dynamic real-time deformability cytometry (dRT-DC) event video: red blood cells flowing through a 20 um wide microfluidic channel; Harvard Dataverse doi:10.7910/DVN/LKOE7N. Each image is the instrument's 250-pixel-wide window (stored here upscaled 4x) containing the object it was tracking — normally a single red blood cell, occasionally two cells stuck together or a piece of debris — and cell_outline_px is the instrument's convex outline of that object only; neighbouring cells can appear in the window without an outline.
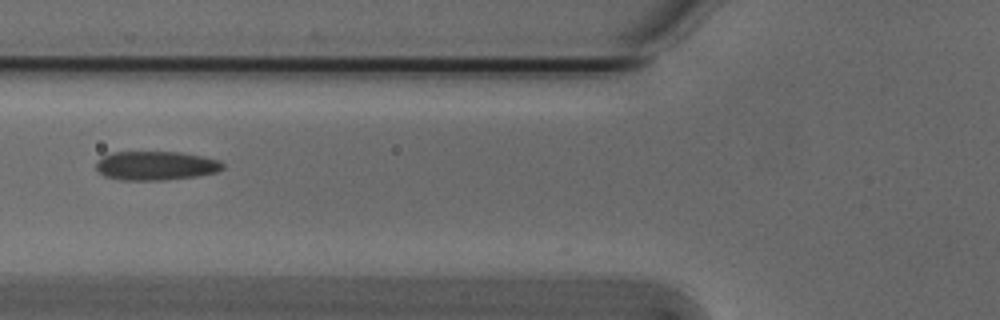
{"species": "Egyptian fruit bat (a non-hibernating species)", "species_latin": "Rousettus aegyptiacus", "temperature_condition": "cold", "stored_images_in_passage": 37, "camera_frame_rate_fps": 3000, "um_per_image_px": 0.085, "animal": {"sex": "male"}, "frame": {"image": 1, "passage_image": 10, "time_ms": 3.0, "image_size_px": [1000, 320], "cell_outline_px": [[224, 168], [216, 172], [200, 176], [164, 180], [120, 180], [104, 176], [96, 168], [96, 160], [112, 152], [180, 152], [220, 160], [224, 164]], "centroid_in_image_um": [13.25, 14.09], "position_along_channel_um": 112.5, "area_um2": 21.5}}
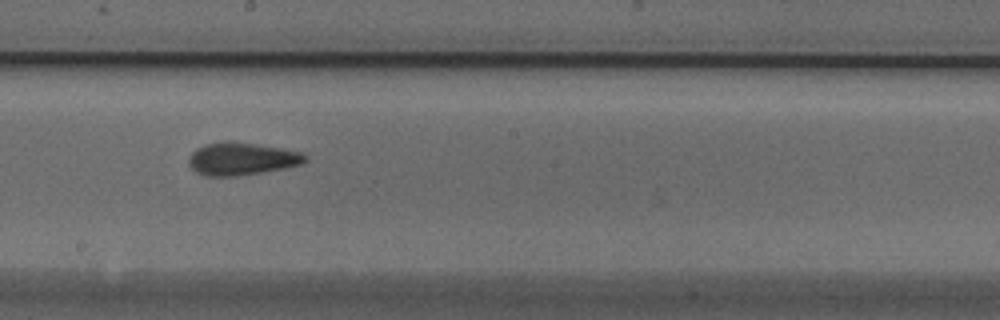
{"frame": {"image": 2, "passage_image": 19, "time_ms": 6.0, "image_size_px": [1000, 320], "cell_outline_px": [[308, 160], [300, 164], [284, 168], [236, 176], [204, 176], [196, 172], [188, 164], [188, 156], [196, 148], [204, 144], [224, 140], [232, 140], [280, 148], [300, 152], [308, 156]], "centroid_in_image_um": [20.49, 13.48], "position_along_channel_um": 227.7, "area_um2": 22.31}}
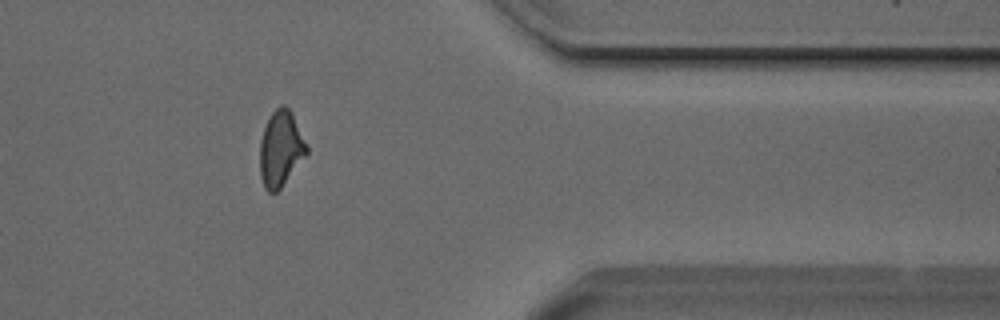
{"frame": {"image": 3, "passage_image": 33, "time_ms": 10.667, "image_size_px": [1000, 320], "cell_outline_px": [[308, 152], [280, 188], [276, 192], [268, 192], [264, 188], [260, 176], [260, 140], [264, 128], [272, 112], [280, 104], [284, 104], [292, 112], [308, 148]], "centroid_in_image_um": [23.84, 12.63], "position_along_channel_um": 387.6, "area_um2": 20.4}, "authors_computed_cell_mechanics": {"area_um2": 21.2704, "velocity_mm_per_s": 3.8369, "shape_relaxation_time_tau1_ms": 9.4274, "shape_relaxation_time_tau2_ms": 2.6935, "deformation_change_tau1": 0.1838, "deformation_change_tau2": 0.104}}